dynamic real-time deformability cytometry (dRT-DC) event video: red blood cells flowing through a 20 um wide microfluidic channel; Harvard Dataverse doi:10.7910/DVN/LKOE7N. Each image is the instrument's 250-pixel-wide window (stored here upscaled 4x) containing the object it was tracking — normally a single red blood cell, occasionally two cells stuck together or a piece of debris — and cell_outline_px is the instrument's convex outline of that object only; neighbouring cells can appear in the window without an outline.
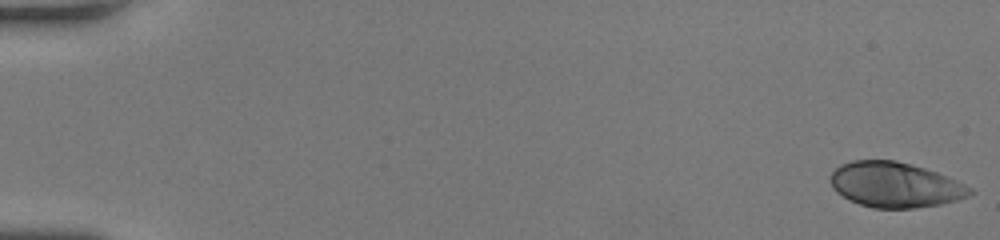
{"species": "human", "species_latin": "Homo sapiens", "temperature_condition": "room temperature", "stored_images_in_passage": 50, "camera_frame_rate_fps": 3000, "um_per_image_px": 0.085, "donor": {"sex": "female"}, "frame": {"image": 1, "passage_image": 1, "time_ms": 0.0, "image_size_px": [1000, 240], "cell_outline_px": [[976, 192], [968, 196], [956, 200], [940, 204], [916, 208], [872, 208], [848, 200], [836, 192], [832, 188], [828, 180], [828, 176], [840, 164], [852, 160], [896, 160], [912, 164], [936, 172], [956, 180], [972, 188]], "centroid_in_image_um": [76.04, 15.7], "position_along_channel_um": 9.0, "area_um2": 37.05}}
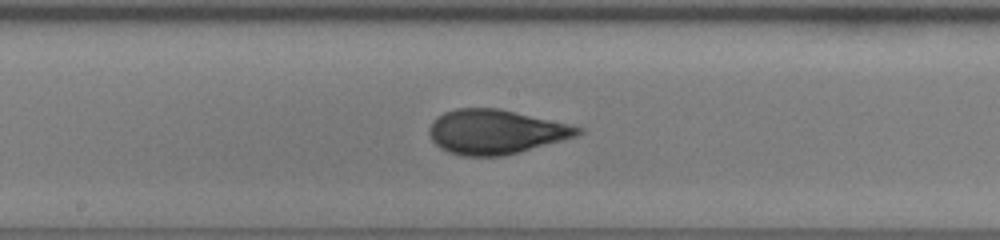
{"frame": {"image": 2, "passage_image": 28, "time_ms": 9.0, "image_size_px": [1000, 240], "cell_outline_px": [[584, 132], [576, 136], [520, 152], [504, 156], [464, 156], [448, 152], [440, 148], [432, 140], [428, 132], [428, 128], [432, 120], [436, 116], [444, 112], [456, 108], [500, 108], [568, 124], [584, 128]], "centroid_in_image_um": [42.1, 11.2], "position_along_channel_um": 206.1, "area_um2": 38.61}}
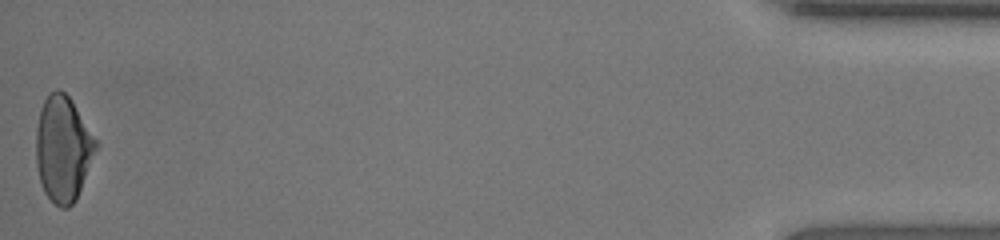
{"frame": {"image": 3, "passage_image": 50, "time_ms": 16.333, "image_size_px": [1000, 240], "cell_outline_px": [[96, 148], [76, 200], [68, 208], [60, 208], [44, 192], [40, 184], [36, 164], [36, 128], [40, 108], [48, 92], [56, 88], [60, 88], [72, 100], [96, 140]], "centroid_in_image_um": [5.31, 12.61], "position_along_channel_um": 429.9, "area_um2": 36.65}, "authors_computed_cell_mechanics": {"area_um2": 37.6567, "velocity_mm_per_s": 4.2698, "shape_relaxation_time_tau1_ms": 6.1745, "shape_relaxation_time_tau2_ms": null, "deformation_change_tau1": 0.224, "deformation_change_tau2": null}}